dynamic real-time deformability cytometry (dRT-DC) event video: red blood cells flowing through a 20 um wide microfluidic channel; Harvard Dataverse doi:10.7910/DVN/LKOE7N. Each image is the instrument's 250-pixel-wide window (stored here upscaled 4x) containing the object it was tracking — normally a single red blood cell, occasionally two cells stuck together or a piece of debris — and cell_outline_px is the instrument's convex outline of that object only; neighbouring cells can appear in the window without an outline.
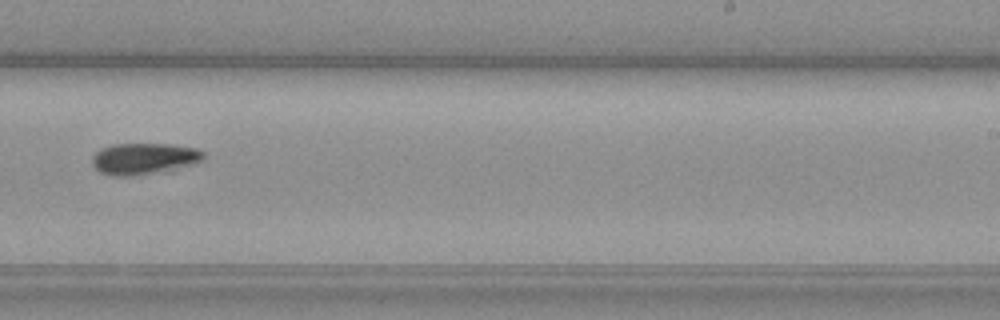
{"species": "common noctule bat (a hibernating species)", "species_latin": "Nyctalus noctula", "temperature_condition": "warm", "stored_images_in_passage": 9, "camera_frame_rate_fps": 3000, "um_per_image_px": 0.085, "animal": {"sex": "female", "body_mass_g": 19.3, "forearm_length_mm": 54.1}, "frame": {"image": 1, "passage_image": 8, "time_ms": 9.0, "image_size_px": [1000, 320], "cell_outline_px": [[204, 160], [176, 172], [136, 176], [112, 176], [100, 172], [92, 164], [92, 156], [100, 148], [112, 144], [172, 144], [196, 148], [204, 152]], "centroid_in_image_um": [12.31, 13.52], "position_along_channel_um": 276.7, "area_um2": 21.33}}